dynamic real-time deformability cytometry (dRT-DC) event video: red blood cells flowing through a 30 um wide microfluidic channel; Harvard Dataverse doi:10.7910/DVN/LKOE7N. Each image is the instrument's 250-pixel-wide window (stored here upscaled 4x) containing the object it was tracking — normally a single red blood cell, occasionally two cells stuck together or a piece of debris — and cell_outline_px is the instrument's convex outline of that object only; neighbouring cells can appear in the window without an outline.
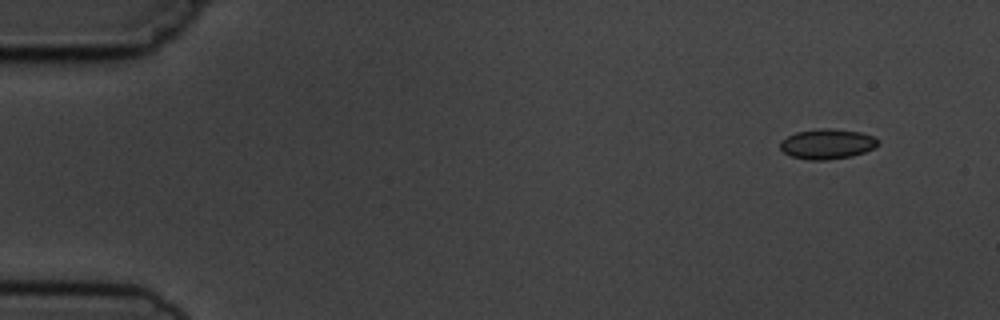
{"species": "common noctule bat (a hibernating species)", "species_latin": "Nyctalus noctula", "temperature_condition": "cold", "stored_images_in_passage": 15, "camera_frame_rate_fps": 3000, "um_per_image_px": 0.085, "animal": {"sex": "male", "body_mass_g": 19.5, "forearm_length_mm": 54.6}, "frame": {"image": 1, "passage_image": 2, "time_ms": 1.333, "image_size_px": [1000, 320], "cell_outline_px": [[880, 144], [864, 152], [852, 156], [828, 160], [808, 160], [792, 156], [784, 152], [780, 148], [780, 140], [796, 132], [820, 128], [832, 128], [860, 132], [872, 136], [880, 140]], "centroid_in_image_um": [70.31, 12.23], "position_along_channel_um": 14.7, "area_um2": 17.22}}
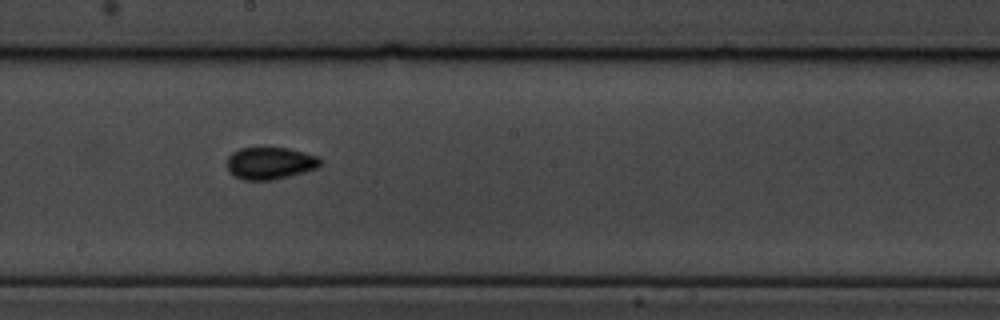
{"frame": {"image": 2, "passage_image": 9, "time_ms": 10.0, "image_size_px": [1000, 320], "cell_outline_px": [[324, 160], [316, 168], [304, 172], [272, 180], [244, 180], [228, 172], [228, 156], [232, 152], [240, 148], [260, 144], [264, 144], [288, 148], [320, 156]], "centroid_in_image_um": [22.96, 13.81], "position_along_channel_um": 225.2, "area_um2": 18.26}}
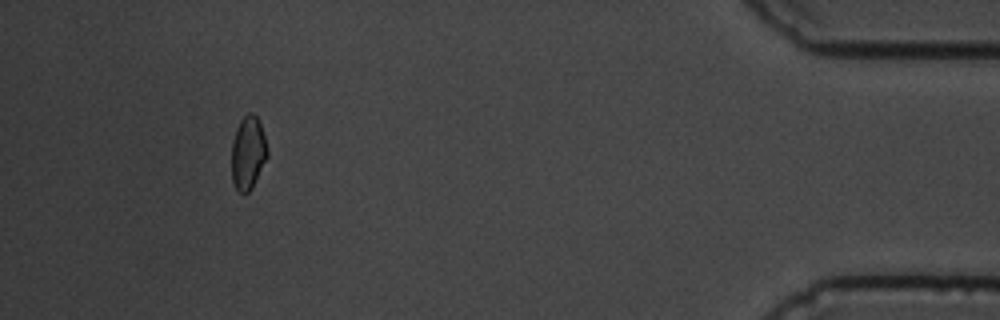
{"frame": {"image": 3, "passage_image": 14, "time_ms": 16.667, "image_size_px": [1000, 320], "cell_outline_px": [[268, 156], [252, 188], [248, 192], [240, 192], [236, 188], [232, 180], [232, 140], [236, 128], [240, 120], [248, 112], [252, 112], [256, 116], [260, 124], [268, 148]], "centroid_in_image_um": [21.08, 12.97], "position_along_channel_um": 414.1, "area_um2": 15.26}, "authors_computed_cell_mechanics": {"area_um2": 16.6464, "velocity_mm_per_s": 3.7464, "shape_relaxation_time_tau1_ms": 2.5681, "shape_relaxation_time_tau2_ms": 0.1953, "deformation_change_tau1": 0.0583, "deformation_change_tau2": 0.025}}